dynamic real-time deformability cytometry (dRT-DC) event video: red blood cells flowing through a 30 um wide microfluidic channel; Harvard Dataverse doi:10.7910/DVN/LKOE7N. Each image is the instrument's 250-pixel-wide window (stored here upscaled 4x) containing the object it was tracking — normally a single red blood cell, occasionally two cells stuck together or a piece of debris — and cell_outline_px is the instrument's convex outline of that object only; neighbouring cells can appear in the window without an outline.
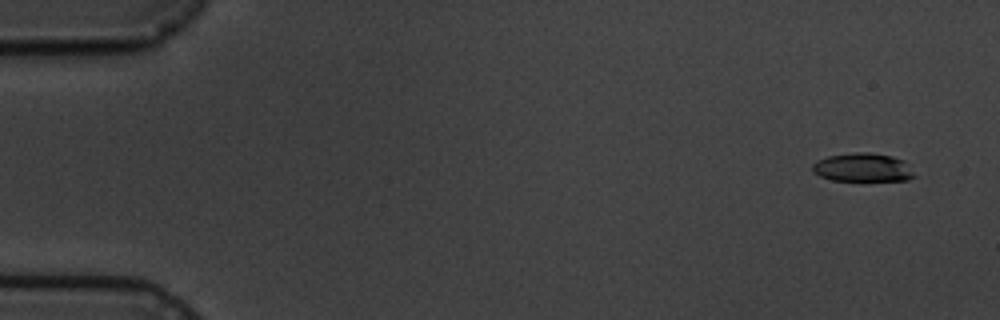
{"species": "common noctule bat (a hibernating species)", "species_latin": "Nyctalus noctula", "temperature_condition": "cold", "stored_images_in_passage": 11, "camera_frame_rate_fps": 3000, "um_per_image_px": 0.085, "animal": {"sex": "male", "body_mass_g": 19.5, "forearm_length_mm": 54.6}, "frame": {"image": 1, "passage_image": 1, "time_ms": 0.0, "image_size_px": [1000, 320], "cell_outline_px": [[916, 176], [908, 180], [832, 180], [820, 176], [812, 168], [812, 164], [828, 156], [856, 152], [872, 152], [892, 156], [904, 160], [908, 164]], "centroid_in_image_um": [73.39, 14.22], "position_along_channel_um": 11.6, "area_um2": 16.82}}
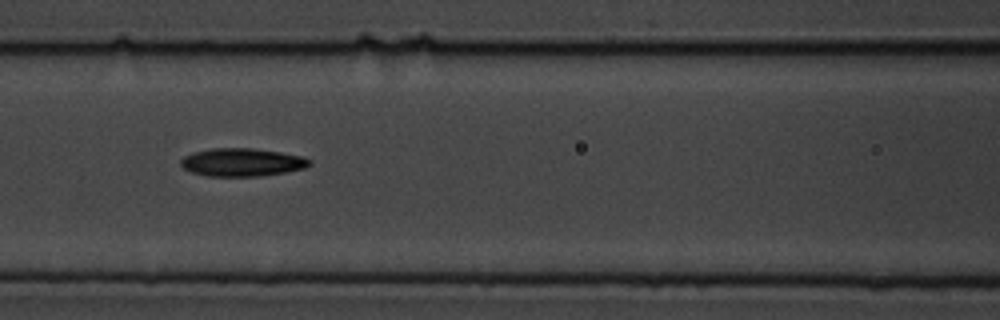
{"frame": {"image": 2, "passage_image": 7, "time_ms": 7.333, "image_size_px": [1000, 320], "cell_outline_px": [[312, 164], [304, 168], [284, 172], [260, 176], [208, 176], [192, 172], [184, 168], [180, 164], [180, 160], [184, 156], [192, 152], [212, 148], [252, 148], [280, 152], [300, 156], [312, 160]], "centroid_in_image_um": [20.55, 13.79], "position_along_channel_um": 146.0, "area_um2": 20.98}}
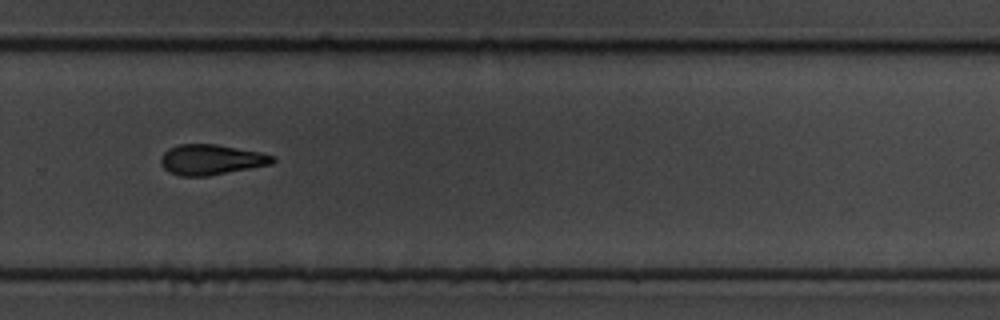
{"frame": {"image": 3, "passage_image": 11, "time_ms": 12.0, "image_size_px": [1000, 320], "cell_outline_px": [[276, 160], [272, 164], [208, 176], [180, 176], [164, 168], [160, 164], [160, 156], [168, 148], [180, 144], [216, 144], [260, 152], [276, 156]], "centroid_in_image_um": [17.95, 13.56], "position_along_channel_um": 311.8, "area_um2": 19.83}}